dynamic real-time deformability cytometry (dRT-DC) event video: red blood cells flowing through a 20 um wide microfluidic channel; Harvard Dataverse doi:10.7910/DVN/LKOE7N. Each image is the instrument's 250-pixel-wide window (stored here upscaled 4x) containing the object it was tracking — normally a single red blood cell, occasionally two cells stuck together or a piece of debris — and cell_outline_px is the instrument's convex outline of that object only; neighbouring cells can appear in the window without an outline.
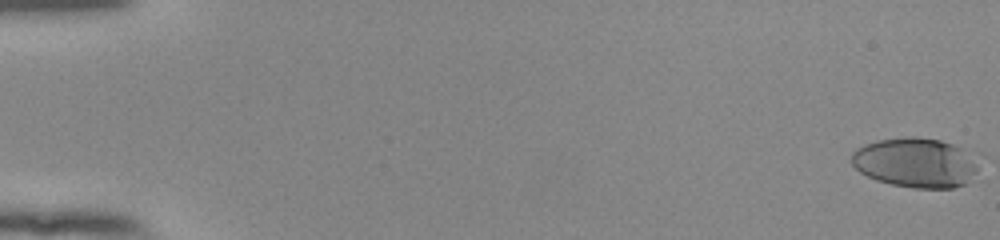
{"species": "human", "species_latin": "Homo sapiens", "temperature_condition": "room temperature", "stored_images_in_passage": 55, "camera_frame_rate_fps": 3000, "um_per_image_px": 0.085, "donor": {"sex": "female"}, "frame": {"image": 1, "passage_image": 1, "time_ms": 0.0, "image_size_px": [1000, 240], "cell_outline_px": [[976, 172], [964, 184], [952, 188], [912, 188], [892, 184], [876, 180], [860, 172], [852, 164], [852, 152], [856, 148], [864, 144], [880, 140], [908, 136], [912, 136], [940, 140], [952, 144], [968, 152], [972, 156], [976, 168]], "centroid_in_image_um": [77.77, 13.82], "position_along_channel_um": 7.2, "area_um2": 36.36}}
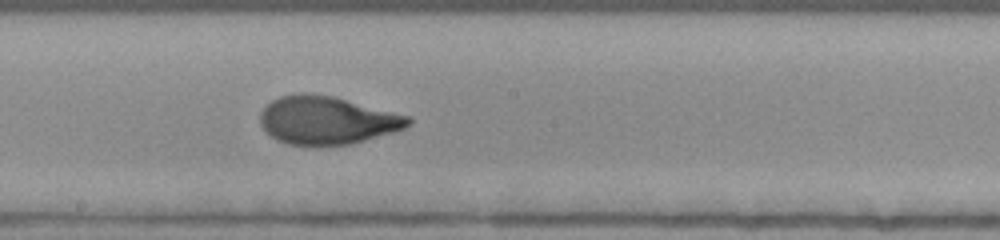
{"frame": {"image": 2, "passage_image": 32, "time_ms": 10.333, "image_size_px": [1000, 240], "cell_outline_px": [[412, 120], [404, 128], [392, 132], [364, 140], [348, 144], [316, 148], [288, 144], [276, 140], [260, 124], [260, 112], [272, 100], [280, 96], [300, 92], [308, 92], [332, 96], [412, 116]], "centroid_in_image_um": [27.77, 10.24], "position_along_channel_um": 220.4, "area_um2": 41.91}}
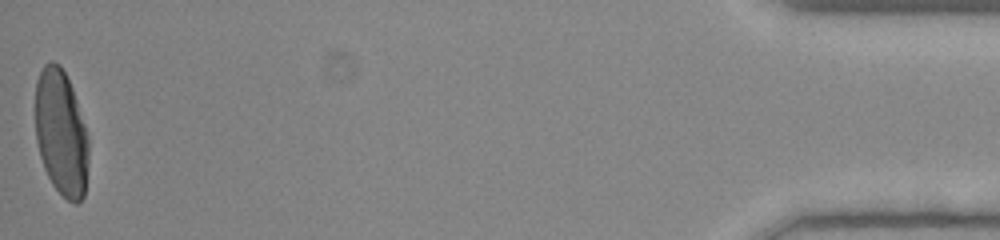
{"frame": {"image": 3, "passage_image": 55, "time_ms": 18.0, "image_size_px": [1000, 240], "cell_outline_px": [[88, 164], [84, 196], [76, 204], [72, 204], [52, 184], [44, 168], [40, 156], [36, 140], [36, 80], [44, 64], [52, 60], [60, 64], [72, 88], [84, 124], [88, 140]], "centroid_in_image_um": [5.19, 11.3], "position_along_channel_um": 430.0, "area_um2": 38.9}, "authors_computed_cell_mechanics": {"area_um2": 39.882, "velocity_mm_per_s": 3.8831, "shape_relaxation_time_tau1_ms": 6.3443, "shape_relaxation_time_tau2_ms": 0.7716, "deformation_change_tau1": 0.2722, "deformation_change_tau2": 0.0593}}